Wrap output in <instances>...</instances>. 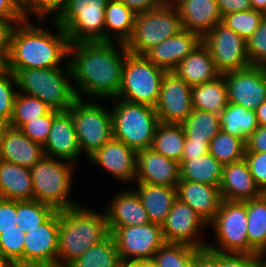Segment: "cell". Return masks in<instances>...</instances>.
<instances>
[{"instance_id":"obj_1","label":"cell","mask_w":266,"mask_h":267,"mask_svg":"<svg viewBox=\"0 0 266 267\" xmlns=\"http://www.w3.org/2000/svg\"><path fill=\"white\" fill-rule=\"evenodd\" d=\"M128 53L125 44L117 42L70 44L68 63L76 83L77 98L84 99L85 95L115 98L122 84V70Z\"/></svg>"},{"instance_id":"obj_2","label":"cell","mask_w":266,"mask_h":267,"mask_svg":"<svg viewBox=\"0 0 266 267\" xmlns=\"http://www.w3.org/2000/svg\"><path fill=\"white\" fill-rule=\"evenodd\" d=\"M55 32L40 26H32L28 19L18 23L13 30L9 58V70L60 67L69 59L70 42L66 32L53 20Z\"/></svg>"},{"instance_id":"obj_3","label":"cell","mask_w":266,"mask_h":267,"mask_svg":"<svg viewBox=\"0 0 266 267\" xmlns=\"http://www.w3.org/2000/svg\"><path fill=\"white\" fill-rule=\"evenodd\" d=\"M106 213L78 204L59 211L57 265L68 267L108 235Z\"/></svg>"},{"instance_id":"obj_4","label":"cell","mask_w":266,"mask_h":267,"mask_svg":"<svg viewBox=\"0 0 266 267\" xmlns=\"http://www.w3.org/2000/svg\"><path fill=\"white\" fill-rule=\"evenodd\" d=\"M69 78H67V77ZM18 92L41 99L53 110L67 111L78 99L72 80V71L67 62L64 69L32 68L15 73Z\"/></svg>"},{"instance_id":"obj_5","label":"cell","mask_w":266,"mask_h":267,"mask_svg":"<svg viewBox=\"0 0 266 267\" xmlns=\"http://www.w3.org/2000/svg\"><path fill=\"white\" fill-rule=\"evenodd\" d=\"M112 108L113 138L122 141L136 152L150 148L159 118L155 108L119 98Z\"/></svg>"},{"instance_id":"obj_6","label":"cell","mask_w":266,"mask_h":267,"mask_svg":"<svg viewBox=\"0 0 266 267\" xmlns=\"http://www.w3.org/2000/svg\"><path fill=\"white\" fill-rule=\"evenodd\" d=\"M65 161L44 155L30 168L34 200L47 204L56 211L78 205L69 200L75 165Z\"/></svg>"},{"instance_id":"obj_7","label":"cell","mask_w":266,"mask_h":267,"mask_svg":"<svg viewBox=\"0 0 266 267\" xmlns=\"http://www.w3.org/2000/svg\"><path fill=\"white\" fill-rule=\"evenodd\" d=\"M208 226L213 227L218 245L207 243V249L218 253L259 254L248 241L247 200H222L215 218Z\"/></svg>"},{"instance_id":"obj_8","label":"cell","mask_w":266,"mask_h":267,"mask_svg":"<svg viewBox=\"0 0 266 267\" xmlns=\"http://www.w3.org/2000/svg\"><path fill=\"white\" fill-rule=\"evenodd\" d=\"M166 72L144 55L128 53L122 70V84L115 98L155 107Z\"/></svg>"},{"instance_id":"obj_9","label":"cell","mask_w":266,"mask_h":267,"mask_svg":"<svg viewBox=\"0 0 266 267\" xmlns=\"http://www.w3.org/2000/svg\"><path fill=\"white\" fill-rule=\"evenodd\" d=\"M182 29L178 10L169 1L164 6L135 16L133 32L125 46L131 54L144 55Z\"/></svg>"},{"instance_id":"obj_10","label":"cell","mask_w":266,"mask_h":267,"mask_svg":"<svg viewBox=\"0 0 266 267\" xmlns=\"http://www.w3.org/2000/svg\"><path fill=\"white\" fill-rule=\"evenodd\" d=\"M89 101V102H88ZM77 99L67 110L81 149L89 157L113 138L111 111L90 100Z\"/></svg>"},{"instance_id":"obj_11","label":"cell","mask_w":266,"mask_h":267,"mask_svg":"<svg viewBox=\"0 0 266 267\" xmlns=\"http://www.w3.org/2000/svg\"><path fill=\"white\" fill-rule=\"evenodd\" d=\"M108 0H70L55 20L64 29L70 44L104 42L105 7Z\"/></svg>"},{"instance_id":"obj_12","label":"cell","mask_w":266,"mask_h":267,"mask_svg":"<svg viewBox=\"0 0 266 267\" xmlns=\"http://www.w3.org/2000/svg\"><path fill=\"white\" fill-rule=\"evenodd\" d=\"M121 260L129 265L153 260L155 253L165 243L162 227L153 223L116 227L110 232Z\"/></svg>"},{"instance_id":"obj_13","label":"cell","mask_w":266,"mask_h":267,"mask_svg":"<svg viewBox=\"0 0 266 267\" xmlns=\"http://www.w3.org/2000/svg\"><path fill=\"white\" fill-rule=\"evenodd\" d=\"M217 70L221 73L244 69L251 64L246 41L222 22L216 24L203 38Z\"/></svg>"},{"instance_id":"obj_14","label":"cell","mask_w":266,"mask_h":267,"mask_svg":"<svg viewBox=\"0 0 266 267\" xmlns=\"http://www.w3.org/2000/svg\"><path fill=\"white\" fill-rule=\"evenodd\" d=\"M223 76L230 103L255 111L266 101V67L250 65Z\"/></svg>"},{"instance_id":"obj_15","label":"cell","mask_w":266,"mask_h":267,"mask_svg":"<svg viewBox=\"0 0 266 267\" xmlns=\"http://www.w3.org/2000/svg\"><path fill=\"white\" fill-rule=\"evenodd\" d=\"M192 87L173 71L162 78L155 111L161 123L181 124L192 112Z\"/></svg>"},{"instance_id":"obj_16","label":"cell","mask_w":266,"mask_h":267,"mask_svg":"<svg viewBox=\"0 0 266 267\" xmlns=\"http://www.w3.org/2000/svg\"><path fill=\"white\" fill-rule=\"evenodd\" d=\"M207 226L208 223L199 214L177 198L161 227L165 242L204 249L207 242L205 243L198 236H200V229L204 231L203 228Z\"/></svg>"},{"instance_id":"obj_17","label":"cell","mask_w":266,"mask_h":267,"mask_svg":"<svg viewBox=\"0 0 266 267\" xmlns=\"http://www.w3.org/2000/svg\"><path fill=\"white\" fill-rule=\"evenodd\" d=\"M58 232L59 211H56L42 225L27 229L24 239L23 265H57Z\"/></svg>"},{"instance_id":"obj_18","label":"cell","mask_w":266,"mask_h":267,"mask_svg":"<svg viewBox=\"0 0 266 267\" xmlns=\"http://www.w3.org/2000/svg\"><path fill=\"white\" fill-rule=\"evenodd\" d=\"M137 183L177 187L180 181V163L151 148L136 153Z\"/></svg>"},{"instance_id":"obj_19","label":"cell","mask_w":266,"mask_h":267,"mask_svg":"<svg viewBox=\"0 0 266 267\" xmlns=\"http://www.w3.org/2000/svg\"><path fill=\"white\" fill-rule=\"evenodd\" d=\"M136 151L115 138L88 157L92 166L103 167L117 180L132 182L136 174Z\"/></svg>"},{"instance_id":"obj_20","label":"cell","mask_w":266,"mask_h":267,"mask_svg":"<svg viewBox=\"0 0 266 267\" xmlns=\"http://www.w3.org/2000/svg\"><path fill=\"white\" fill-rule=\"evenodd\" d=\"M201 43L202 37L199 34L182 29L172 37L152 47L144 56L155 65L169 72L173 71Z\"/></svg>"},{"instance_id":"obj_21","label":"cell","mask_w":266,"mask_h":267,"mask_svg":"<svg viewBox=\"0 0 266 267\" xmlns=\"http://www.w3.org/2000/svg\"><path fill=\"white\" fill-rule=\"evenodd\" d=\"M44 155L74 164L81 154L71 115L60 111L54 118L48 138L43 145Z\"/></svg>"},{"instance_id":"obj_22","label":"cell","mask_w":266,"mask_h":267,"mask_svg":"<svg viewBox=\"0 0 266 267\" xmlns=\"http://www.w3.org/2000/svg\"><path fill=\"white\" fill-rule=\"evenodd\" d=\"M44 156L43 146L19 129L0 125V159L31 168Z\"/></svg>"},{"instance_id":"obj_23","label":"cell","mask_w":266,"mask_h":267,"mask_svg":"<svg viewBox=\"0 0 266 267\" xmlns=\"http://www.w3.org/2000/svg\"><path fill=\"white\" fill-rule=\"evenodd\" d=\"M178 10L183 29L202 38L219 22L222 16L216 0H170Z\"/></svg>"},{"instance_id":"obj_24","label":"cell","mask_w":266,"mask_h":267,"mask_svg":"<svg viewBox=\"0 0 266 267\" xmlns=\"http://www.w3.org/2000/svg\"><path fill=\"white\" fill-rule=\"evenodd\" d=\"M219 188L222 200L228 201H246L263 194V191L255 183L244 159L223 165L222 181Z\"/></svg>"},{"instance_id":"obj_25","label":"cell","mask_w":266,"mask_h":267,"mask_svg":"<svg viewBox=\"0 0 266 267\" xmlns=\"http://www.w3.org/2000/svg\"><path fill=\"white\" fill-rule=\"evenodd\" d=\"M176 189L177 198L189 205L208 224L215 218L222 202L219 186L180 180Z\"/></svg>"},{"instance_id":"obj_26","label":"cell","mask_w":266,"mask_h":267,"mask_svg":"<svg viewBox=\"0 0 266 267\" xmlns=\"http://www.w3.org/2000/svg\"><path fill=\"white\" fill-rule=\"evenodd\" d=\"M107 228L109 233L116 227L145 225L150 223L136 190L122 191L106 206Z\"/></svg>"},{"instance_id":"obj_27","label":"cell","mask_w":266,"mask_h":267,"mask_svg":"<svg viewBox=\"0 0 266 267\" xmlns=\"http://www.w3.org/2000/svg\"><path fill=\"white\" fill-rule=\"evenodd\" d=\"M173 72L190 87L212 81L221 75L203 42L186 56Z\"/></svg>"},{"instance_id":"obj_28","label":"cell","mask_w":266,"mask_h":267,"mask_svg":"<svg viewBox=\"0 0 266 267\" xmlns=\"http://www.w3.org/2000/svg\"><path fill=\"white\" fill-rule=\"evenodd\" d=\"M0 198L34 200L30 169L0 159Z\"/></svg>"},{"instance_id":"obj_29","label":"cell","mask_w":266,"mask_h":267,"mask_svg":"<svg viewBox=\"0 0 266 267\" xmlns=\"http://www.w3.org/2000/svg\"><path fill=\"white\" fill-rule=\"evenodd\" d=\"M143 207L145 208L151 223L162 226L177 199L175 187L136 183Z\"/></svg>"},{"instance_id":"obj_30","label":"cell","mask_w":266,"mask_h":267,"mask_svg":"<svg viewBox=\"0 0 266 267\" xmlns=\"http://www.w3.org/2000/svg\"><path fill=\"white\" fill-rule=\"evenodd\" d=\"M136 14L119 0H108L105 7L104 42L126 44L130 39Z\"/></svg>"},{"instance_id":"obj_31","label":"cell","mask_w":266,"mask_h":267,"mask_svg":"<svg viewBox=\"0 0 266 267\" xmlns=\"http://www.w3.org/2000/svg\"><path fill=\"white\" fill-rule=\"evenodd\" d=\"M223 165L210 153L180 161V180L220 186Z\"/></svg>"},{"instance_id":"obj_32","label":"cell","mask_w":266,"mask_h":267,"mask_svg":"<svg viewBox=\"0 0 266 267\" xmlns=\"http://www.w3.org/2000/svg\"><path fill=\"white\" fill-rule=\"evenodd\" d=\"M192 109L219 114L229 103L223 74L216 79L192 87Z\"/></svg>"},{"instance_id":"obj_33","label":"cell","mask_w":266,"mask_h":267,"mask_svg":"<svg viewBox=\"0 0 266 267\" xmlns=\"http://www.w3.org/2000/svg\"><path fill=\"white\" fill-rule=\"evenodd\" d=\"M219 121L224 132L242 138L245 142L259 127L254 110L230 102L219 113Z\"/></svg>"},{"instance_id":"obj_34","label":"cell","mask_w":266,"mask_h":267,"mask_svg":"<svg viewBox=\"0 0 266 267\" xmlns=\"http://www.w3.org/2000/svg\"><path fill=\"white\" fill-rule=\"evenodd\" d=\"M186 135L181 124L159 123L151 144V149L180 163Z\"/></svg>"},{"instance_id":"obj_35","label":"cell","mask_w":266,"mask_h":267,"mask_svg":"<svg viewBox=\"0 0 266 267\" xmlns=\"http://www.w3.org/2000/svg\"><path fill=\"white\" fill-rule=\"evenodd\" d=\"M113 237L109 234L99 244L89 247L68 267H123Z\"/></svg>"},{"instance_id":"obj_36","label":"cell","mask_w":266,"mask_h":267,"mask_svg":"<svg viewBox=\"0 0 266 267\" xmlns=\"http://www.w3.org/2000/svg\"><path fill=\"white\" fill-rule=\"evenodd\" d=\"M247 235L249 244L259 253L266 251V196L247 200Z\"/></svg>"},{"instance_id":"obj_37","label":"cell","mask_w":266,"mask_h":267,"mask_svg":"<svg viewBox=\"0 0 266 267\" xmlns=\"http://www.w3.org/2000/svg\"><path fill=\"white\" fill-rule=\"evenodd\" d=\"M186 139L211 141L221 130L219 114L192 109L191 114L181 123Z\"/></svg>"},{"instance_id":"obj_38","label":"cell","mask_w":266,"mask_h":267,"mask_svg":"<svg viewBox=\"0 0 266 267\" xmlns=\"http://www.w3.org/2000/svg\"><path fill=\"white\" fill-rule=\"evenodd\" d=\"M246 143L242 138L224 132L222 129L209 143V153L222 165L244 159Z\"/></svg>"},{"instance_id":"obj_39","label":"cell","mask_w":266,"mask_h":267,"mask_svg":"<svg viewBox=\"0 0 266 267\" xmlns=\"http://www.w3.org/2000/svg\"><path fill=\"white\" fill-rule=\"evenodd\" d=\"M51 110L41 99L17 92L12 118L7 125L19 129L23 124L44 116Z\"/></svg>"},{"instance_id":"obj_40","label":"cell","mask_w":266,"mask_h":267,"mask_svg":"<svg viewBox=\"0 0 266 267\" xmlns=\"http://www.w3.org/2000/svg\"><path fill=\"white\" fill-rule=\"evenodd\" d=\"M56 210L37 200L17 201V226L23 231L45 223Z\"/></svg>"},{"instance_id":"obj_41","label":"cell","mask_w":266,"mask_h":267,"mask_svg":"<svg viewBox=\"0 0 266 267\" xmlns=\"http://www.w3.org/2000/svg\"><path fill=\"white\" fill-rule=\"evenodd\" d=\"M198 250L186 244L165 242L155 253L153 260L159 267H193Z\"/></svg>"},{"instance_id":"obj_42","label":"cell","mask_w":266,"mask_h":267,"mask_svg":"<svg viewBox=\"0 0 266 267\" xmlns=\"http://www.w3.org/2000/svg\"><path fill=\"white\" fill-rule=\"evenodd\" d=\"M265 17L264 13L249 9L222 16V23L247 41Z\"/></svg>"},{"instance_id":"obj_43","label":"cell","mask_w":266,"mask_h":267,"mask_svg":"<svg viewBox=\"0 0 266 267\" xmlns=\"http://www.w3.org/2000/svg\"><path fill=\"white\" fill-rule=\"evenodd\" d=\"M24 239L25 233L18 226L0 234V252L14 265H23Z\"/></svg>"},{"instance_id":"obj_44","label":"cell","mask_w":266,"mask_h":267,"mask_svg":"<svg viewBox=\"0 0 266 267\" xmlns=\"http://www.w3.org/2000/svg\"><path fill=\"white\" fill-rule=\"evenodd\" d=\"M15 74L10 70L0 75V125H7L12 118L14 100L17 95Z\"/></svg>"},{"instance_id":"obj_45","label":"cell","mask_w":266,"mask_h":267,"mask_svg":"<svg viewBox=\"0 0 266 267\" xmlns=\"http://www.w3.org/2000/svg\"><path fill=\"white\" fill-rule=\"evenodd\" d=\"M69 2L70 0H24L25 17L27 19L30 14H34L41 24L46 16L54 14L53 20H56L68 7Z\"/></svg>"},{"instance_id":"obj_46","label":"cell","mask_w":266,"mask_h":267,"mask_svg":"<svg viewBox=\"0 0 266 267\" xmlns=\"http://www.w3.org/2000/svg\"><path fill=\"white\" fill-rule=\"evenodd\" d=\"M58 110H51L48 114L44 116L37 117V119L31 120L23 124L19 130L29 137L32 141L44 145L51 126L53 123V118L59 113Z\"/></svg>"},{"instance_id":"obj_47","label":"cell","mask_w":266,"mask_h":267,"mask_svg":"<svg viewBox=\"0 0 266 267\" xmlns=\"http://www.w3.org/2000/svg\"><path fill=\"white\" fill-rule=\"evenodd\" d=\"M246 45L250 64L266 67V17L246 41Z\"/></svg>"},{"instance_id":"obj_48","label":"cell","mask_w":266,"mask_h":267,"mask_svg":"<svg viewBox=\"0 0 266 267\" xmlns=\"http://www.w3.org/2000/svg\"><path fill=\"white\" fill-rule=\"evenodd\" d=\"M247 162L255 183L262 191L266 190V152H245Z\"/></svg>"},{"instance_id":"obj_49","label":"cell","mask_w":266,"mask_h":267,"mask_svg":"<svg viewBox=\"0 0 266 267\" xmlns=\"http://www.w3.org/2000/svg\"><path fill=\"white\" fill-rule=\"evenodd\" d=\"M17 201L0 198V234L4 230L16 229Z\"/></svg>"},{"instance_id":"obj_50","label":"cell","mask_w":266,"mask_h":267,"mask_svg":"<svg viewBox=\"0 0 266 267\" xmlns=\"http://www.w3.org/2000/svg\"><path fill=\"white\" fill-rule=\"evenodd\" d=\"M258 255L220 253V267H256Z\"/></svg>"},{"instance_id":"obj_51","label":"cell","mask_w":266,"mask_h":267,"mask_svg":"<svg viewBox=\"0 0 266 267\" xmlns=\"http://www.w3.org/2000/svg\"><path fill=\"white\" fill-rule=\"evenodd\" d=\"M25 19H4L0 18V51L8 56L11 50V38L16 25Z\"/></svg>"},{"instance_id":"obj_52","label":"cell","mask_w":266,"mask_h":267,"mask_svg":"<svg viewBox=\"0 0 266 267\" xmlns=\"http://www.w3.org/2000/svg\"><path fill=\"white\" fill-rule=\"evenodd\" d=\"M0 18L26 19L24 0H0Z\"/></svg>"},{"instance_id":"obj_53","label":"cell","mask_w":266,"mask_h":267,"mask_svg":"<svg viewBox=\"0 0 266 267\" xmlns=\"http://www.w3.org/2000/svg\"><path fill=\"white\" fill-rule=\"evenodd\" d=\"M245 143V152H266V126H259Z\"/></svg>"},{"instance_id":"obj_54","label":"cell","mask_w":266,"mask_h":267,"mask_svg":"<svg viewBox=\"0 0 266 267\" xmlns=\"http://www.w3.org/2000/svg\"><path fill=\"white\" fill-rule=\"evenodd\" d=\"M193 267H220V253L207 248L199 249L194 256Z\"/></svg>"},{"instance_id":"obj_55","label":"cell","mask_w":266,"mask_h":267,"mask_svg":"<svg viewBox=\"0 0 266 267\" xmlns=\"http://www.w3.org/2000/svg\"><path fill=\"white\" fill-rule=\"evenodd\" d=\"M209 141L185 140L181 160H191L209 153Z\"/></svg>"},{"instance_id":"obj_56","label":"cell","mask_w":266,"mask_h":267,"mask_svg":"<svg viewBox=\"0 0 266 267\" xmlns=\"http://www.w3.org/2000/svg\"><path fill=\"white\" fill-rule=\"evenodd\" d=\"M136 15L166 5L170 0H119Z\"/></svg>"},{"instance_id":"obj_57","label":"cell","mask_w":266,"mask_h":267,"mask_svg":"<svg viewBox=\"0 0 266 267\" xmlns=\"http://www.w3.org/2000/svg\"><path fill=\"white\" fill-rule=\"evenodd\" d=\"M221 16L252 9L250 0H216Z\"/></svg>"},{"instance_id":"obj_58","label":"cell","mask_w":266,"mask_h":267,"mask_svg":"<svg viewBox=\"0 0 266 267\" xmlns=\"http://www.w3.org/2000/svg\"><path fill=\"white\" fill-rule=\"evenodd\" d=\"M258 125L266 126V101L262 102L255 110Z\"/></svg>"},{"instance_id":"obj_59","label":"cell","mask_w":266,"mask_h":267,"mask_svg":"<svg viewBox=\"0 0 266 267\" xmlns=\"http://www.w3.org/2000/svg\"><path fill=\"white\" fill-rule=\"evenodd\" d=\"M9 71V58L8 55L0 51V75Z\"/></svg>"},{"instance_id":"obj_60","label":"cell","mask_w":266,"mask_h":267,"mask_svg":"<svg viewBox=\"0 0 266 267\" xmlns=\"http://www.w3.org/2000/svg\"><path fill=\"white\" fill-rule=\"evenodd\" d=\"M252 9L260 11L262 13L266 12V0H250Z\"/></svg>"},{"instance_id":"obj_61","label":"cell","mask_w":266,"mask_h":267,"mask_svg":"<svg viewBox=\"0 0 266 267\" xmlns=\"http://www.w3.org/2000/svg\"><path fill=\"white\" fill-rule=\"evenodd\" d=\"M129 267H159L154 260L141 261L129 264Z\"/></svg>"},{"instance_id":"obj_62","label":"cell","mask_w":266,"mask_h":267,"mask_svg":"<svg viewBox=\"0 0 266 267\" xmlns=\"http://www.w3.org/2000/svg\"><path fill=\"white\" fill-rule=\"evenodd\" d=\"M12 264L1 252H0V267H12Z\"/></svg>"},{"instance_id":"obj_63","label":"cell","mask_w":266,"mask_h":267,"mask_svg":"<svg viewBox=\"0 0 266 267\" xmlns=\"http://www.w3.org/2000/svg\"><path fill=\"white\" fill-rule=\"evenodd\" d=\"M264 254H258V262L256 267H266V258L264 259Z\"/></svg>"},{"instance_id":"obj_64","label":"cell","mask_w":266,"mask_h":267,"mask_svg":"<svg viewBox=\"0 0 266 267\" xmlns=\"http://www.w3.org/2000/svg\"><path fill=\"white\" fill-rule=\"evenodd\" d=\"M12 267H33V266H26V265H13Z\"/></svg>"},{"instance_id":"obj_65","label":"cell","mask_w":266,"mask_h":267,"mask_svg":"<svg viewBox=\"0 0 266 267\" xmlns=\"http://www.w3.org/2000/svg\"><path fill=\"white\" fill-rule=\"evenodd\" d=\"M33 267H61V266L55 265V266H33Z\"/></svg>"}]
</instances>
